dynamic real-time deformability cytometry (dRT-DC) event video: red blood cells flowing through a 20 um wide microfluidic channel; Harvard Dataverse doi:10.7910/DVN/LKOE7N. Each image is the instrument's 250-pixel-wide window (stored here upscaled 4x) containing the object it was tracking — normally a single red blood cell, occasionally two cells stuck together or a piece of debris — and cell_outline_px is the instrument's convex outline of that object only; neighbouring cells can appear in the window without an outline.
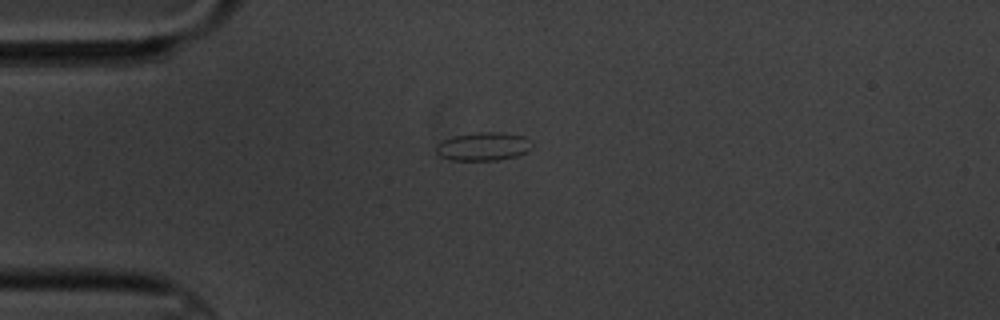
{"species": "common noctule bat (a hibernating species)", "species_latin": "Nyctalus noctula", "temperature_condition": "cold", "stored_images_in_passage": 3, "camera_frame_rate_fps": 3000, "um_per_image_px": 0.085, "animal": {"sex": "male", "body_mass_g": 20.1, "forearm_length_mm": 53.5}, "frame": {"image": 1, "passage_image": 1, "time_ms": 0.0, "image_size_px": [1000, 320], "cell_outline_px": [[532, 148], [516, 156], [496, 160], [448, 160], [440, 156], [436, 152], [436, 144], [444, 140], [456, 136], [480, 132], [508, 132], [524, 136], [532, 140]], "centroid_in_image_um": [41.11, 12.44], "position_along_channel_um": 43.9, "area_um2": 15.9}}
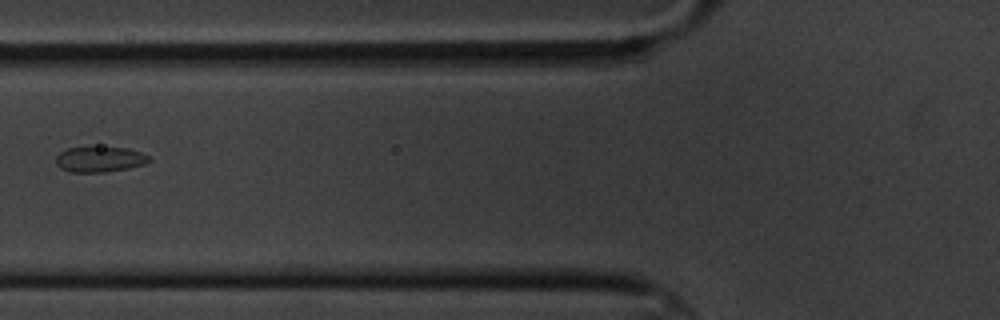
{"frame": {"image": 2, "passage_image": 3, "time_ms": 2.667, "image_size_px": [1000, 320], "cell_outline_px": [[152, 160], [144, 164], [128, 168], [104, 172], [72, 172], [60, 168], [56, 164], [56, 156], [60, 152], [68, 148], [88, 144], [128, 148], [152, 156]], "centroid_in_image_um": [8.48, 13.49], "position_along_channel_um": 117.3, "area_um2": 14.57}}